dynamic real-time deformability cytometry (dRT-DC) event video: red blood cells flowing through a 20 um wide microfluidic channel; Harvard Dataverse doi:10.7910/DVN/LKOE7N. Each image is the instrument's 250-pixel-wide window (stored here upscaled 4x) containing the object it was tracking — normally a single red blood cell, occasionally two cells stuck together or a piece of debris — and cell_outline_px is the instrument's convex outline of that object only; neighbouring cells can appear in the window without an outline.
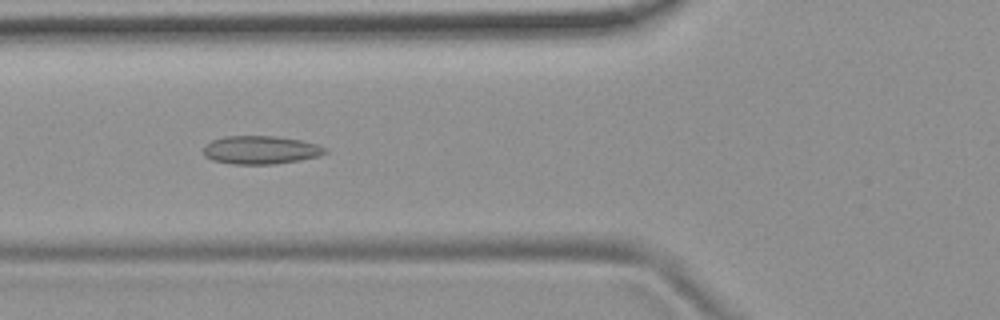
{"species": "common noctule bat (a hibernating species)", "species_latin": "Nyctalus noctula", "temperature_condition": "room temperature", "stored_images_in_passage": 48, "camera_frame_rate_fps": 3000, "um_per_image_px": 0.085, "animal": {"sex": "female", "body_mass_g": 19.9}, "frame": {"image": 1, "passage_image": 13, "time_ms": 4.0, "image_size_px": [1000, 320], "cell_outline_px": [[328, 152], [320, 156], [300, 160], [276, 164], [232, 164], [212, 160], [204, 156], [204, 144], [212, 140], [224, 136], [276, 136], [300, 140], [316, 144], [328, 148]], "centroid_in_image_um": [22.16, 12.75], "position_along_channel_um": 103.6, "area_um2": 20.23}}
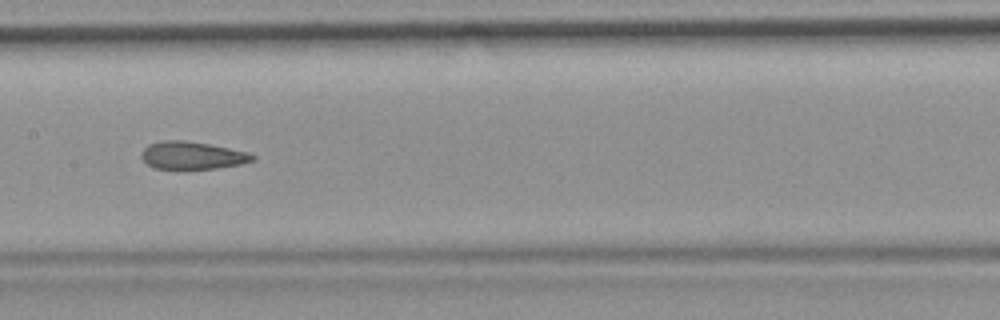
{"frame": {"image": 2, "passage_image": 20, "time_ms": 6.333, "image_size_px": [1000, 320], "cell_outline_px": [[256, 160], [240, 164], [216, 168], [152, 168], [140, 156], [140, 152], [148, 144], [164, 140], [184, 140], [208, 144], [248, 152], [256, 156]], "centroid_in_image_um": [16.33, 13.2], "position_along_channel_um": 191.1, "area_um2": 17.74}}
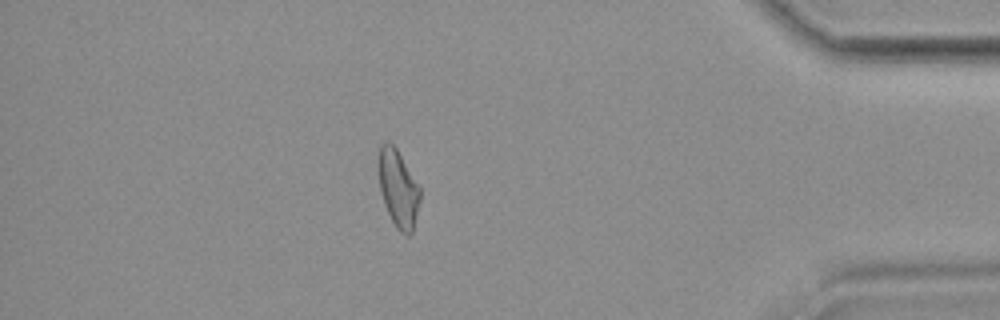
{"frame": {"image": 3, "passage_image": 40, "time_ms": 13.0, "image_size_px": [1000, 320], "cell_outline_px": [[420, 200], [412, 232], [408, 236], [400, 232], [396, 228], [384, 204], [380, 192], [376, 164], [376, 160], [380, 144], [388, 140], [396, 148], [420, 188]], "centroid_in_image_um": [33.79, 15.98], "position_along_channel_um": 401.4, "area_um2": 18.96}, "authors_computed_cell_mechanics": {"area_um2": 19.0162, "velocity_mm_per_s": 3.7466, "shape_relaxation_time_tau1_ms": null, "shape_relaxation_time_tau2_ms": 2.0174, "deformation_change_tau1": null, "deformation_change_tau2": 0.1008}}